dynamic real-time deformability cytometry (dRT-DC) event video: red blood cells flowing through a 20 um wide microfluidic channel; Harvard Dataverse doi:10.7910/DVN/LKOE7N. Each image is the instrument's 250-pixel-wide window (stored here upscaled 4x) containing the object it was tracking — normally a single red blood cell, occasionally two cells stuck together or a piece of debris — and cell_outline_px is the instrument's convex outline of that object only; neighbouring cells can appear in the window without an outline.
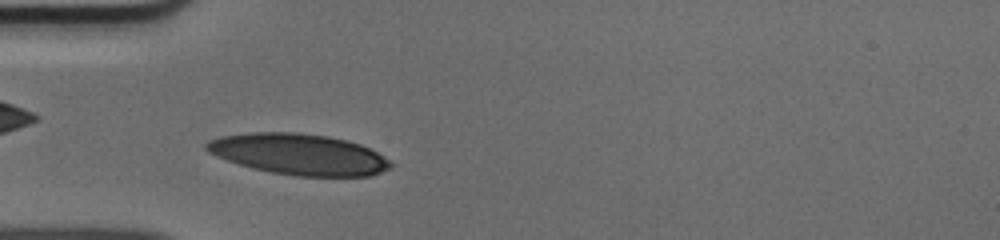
{"species": "human", "species_latin": "Homo sapiens", "temperature_condition": "cold", "stored_images_in_passage": 38, "camera_frame_rate_fps": 3000, "um_per_image_px": 0.085, "donor": {"sex": "male"}, "frame": {"image": 1, "passage_image": 6, "time_ms": 1.667, "image_size_px": [1000, 240], "cell_outline_px": [[396, 164], [392, 168], [372, 176], [296, 176], [272, 172], [252, 168], [216, 156], [208, 152], [204, 148], [204, 144], [208, 140], [220, 136], [252, 132], [296, 132], [328, 136], [348, 140], [360, 144], [376, 152]], "centroid_in_image_um": [25.42, 13.11], "position_along_channel_um": 59.6, "area_um2": 44.22}}
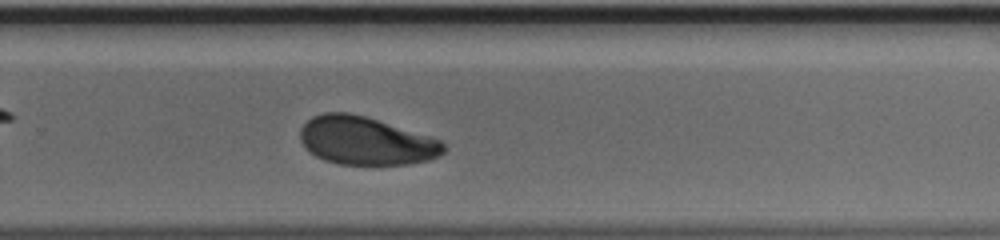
{"frame": {"image": 2, "passage_image": 24, "time_ms": 7.667, "image_size_px": [1000, 240], "cell_outline_px": [[444, 152], [440, 156], [428, 160], [412, 164], [336, 164], [324, 160], [316, 156], [300, 140], [300, 128], [312, 116], [324, 112], [348, 112], [364, 116], [432, 136], [440, 140], [444, 144]], "centroid_in_image_um": [31.12, 11.97], "position_along_channel_um": 298.7, "area_um2": 40.17}}
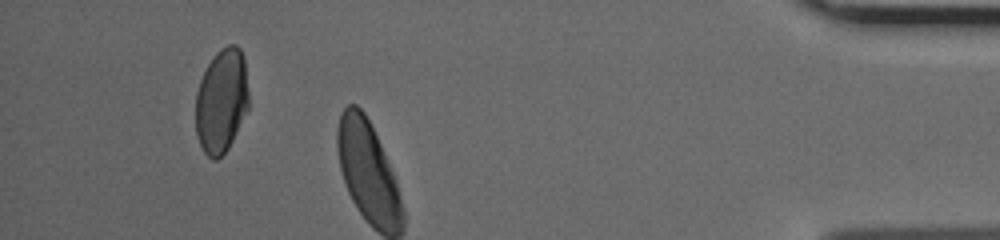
{"frame": {"image": 3, "passage_image": 35, "time_ms": 11.333, "image_size_px": [1000, 240], "cell_outline_px": [[248, 112], [228, 148], [216, 160], [212, 160], [204, 152], [200, 144], [196, 132], [196, 92], [200, 80], [208, 64], [216, 52], [220, 48], [228, 44], [236, 44], [240, 48], [244, 56], [248, 92]], "centroid_in_image_um": [18.84, 8.56], "position_along_channel_um": 416.4, "area_um2": 32.43}}